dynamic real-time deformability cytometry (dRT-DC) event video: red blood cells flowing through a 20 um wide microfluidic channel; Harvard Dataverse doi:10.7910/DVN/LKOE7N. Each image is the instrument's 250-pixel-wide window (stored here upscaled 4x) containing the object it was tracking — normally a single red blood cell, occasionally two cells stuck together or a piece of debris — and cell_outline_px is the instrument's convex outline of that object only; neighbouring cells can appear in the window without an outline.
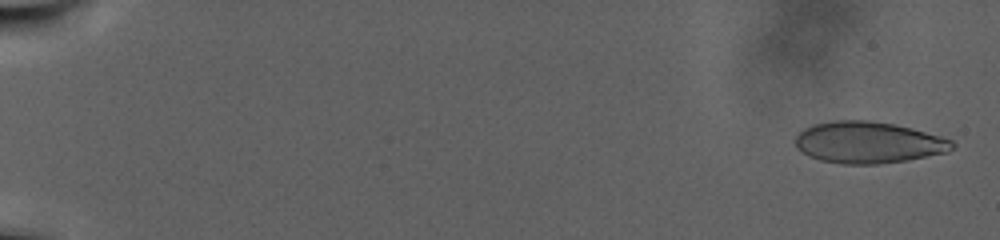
{"species": "human", "species_latin": "Homo sapiens", "temperature_condition": "warm", "stored_images_in_passage": 108, "camera_frame_rate_fps": 3000, "um_per_image_px": 0.085, "donor": {"sex": "male"}, "frame": {"image": 1, "passage_image": 4, "time_ms": 1.0, "image_size_px": [1000, 240], "cell_outline_px": [[956, 144], [948, 152], [908, 160], [880, 164], [840, 164], [820, 160], [808, 156], [800, 152], [796, 148], [796, 136], [804, 128], [812, 124], [836, 120], [868, 120], [896, 124], [912, 128], [940, 136], [952, 140]], "centroid_in_image_um": [73.79, 12.11], "position_along_channel_um": 11.2, "area_um2": 38.32}}
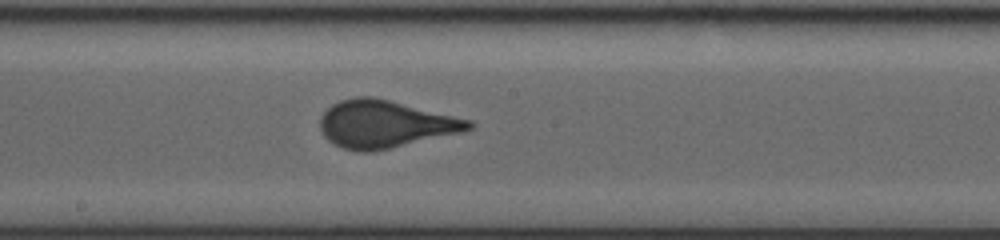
{"frame": {"image": 2, "passage_image": 64, "time_ms": 21.0, "image_size_px": [1000, 240], "cell_outline_px": [[476, 124], [472, 128], [464, 132], [372, 152], [360, 152], [344, 148], [328, 140], [324, 136], [320, 128], [320, 116], [332, 104], [340, 100], [356, 96], [372, 96], [472, 120]], "centroid_in_image_um": [32.74, 10.55], "position_along_channel_um": 215.5, "area_um2": 41.1}}
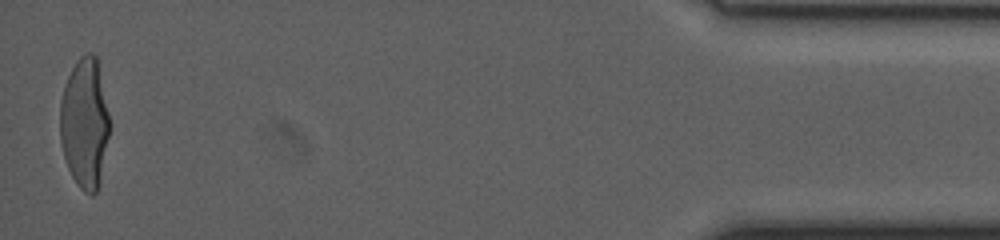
{"frame": {"image": 3, "passage_image": 107, "time_ms": 35.333, "image_size_px": [1000, 240], "cell_outline_px": [[108, 136], [100, 184], [96, 192], [92, 196], [84, 192], [80, 188], [72, 176], [68, 168], [60, 144], [60, 100], [68, 76], [72, 68], [80, 56], [84, 52], [92, 52], [96, 56], [108, 112]], "centroid_in_image_um": [7.18, 10.49], "position_along_channel_um": 428.0, "area_um2": 37.34}, "authors_computed_cell_mechanics": {"area_um2": 39.015, "velocity_mm_per_s": 2.0016, "shape_relaxation_time_tau1_ms": 10.7885, "shape_relaxation_time_tau2_ms": null, "deformation_change_tau1": 0.2213, "deformation_change_tau2": null}}